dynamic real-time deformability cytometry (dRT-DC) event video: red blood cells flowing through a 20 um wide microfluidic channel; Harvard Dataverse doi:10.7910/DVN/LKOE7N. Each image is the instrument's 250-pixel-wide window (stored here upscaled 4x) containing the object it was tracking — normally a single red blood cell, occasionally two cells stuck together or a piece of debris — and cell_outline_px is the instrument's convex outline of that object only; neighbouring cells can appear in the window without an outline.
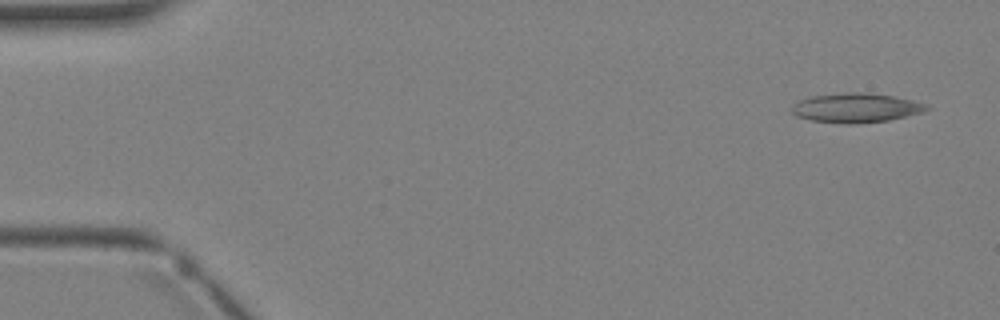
{"species": "Egyptian fruit bat (a non-hibernating species)", "species_latin": "Rousettus aegyptiacus", "temperature_condition": "warm", "stored_images_in_passage": 3, "camera_frame_rate_fps": 3000, "um_per_image_px": 0.085, "animal": {"sex": "female"}, "frame": {"image": 1, "passage_image": 1, "time_ms": 0.0, "image_size_px": [1000, 320], "cell_outline_px": [[932, 108], [920, 112], [888, 120], [848, 124], [812, 120], [796, 116], [792, 112], [792, 108], [800, 100], [812, 96], [848, 92], [864, 92], [896, 96], [928, 104]], "centroid_in_image_um": [72.79, 9.15], "position_along_channel_um": 12.2, "area_um2": 22.77}}
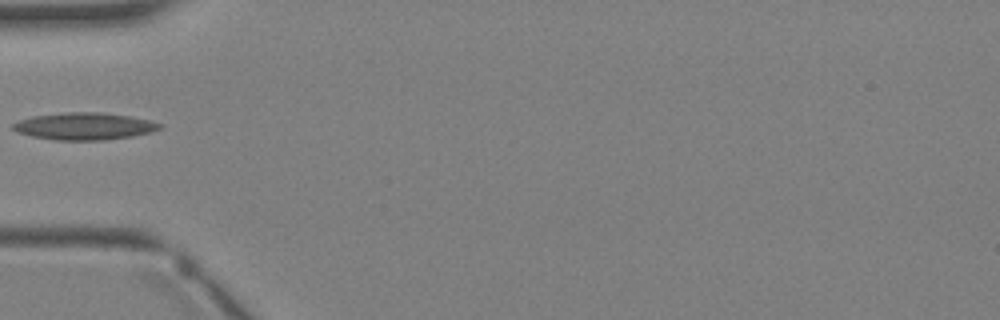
{"frame": {"image": 2, "passage_image": 3, "time_ms": 3.333, "image_size_px": [1000, 320], "cell_outline_px": [[164, 124], [160, 128], [152, 132], [132, 136], [104, 140], [56, 140], [32, 136], [20, 132], [12, 128], [12, 124], [20, 120], [32, 116], [72, 112], [100, 112], [128, 116], [148, 120]], "centroid_in_image_um": [7.19, 10.73], "position_along_channel_um": 77.8, "area_um2": 22.95}}